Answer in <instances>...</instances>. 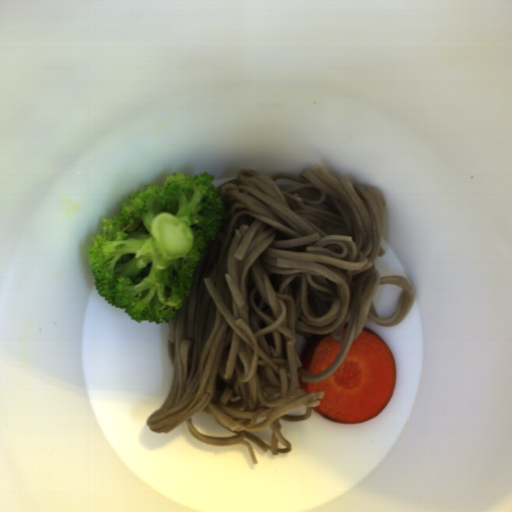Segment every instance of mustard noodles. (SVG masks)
Masks as SVG:
<instances>
[{"instance_id": "obj_1", "label": "mustard noodles", "mask_w": 512, "mask_h": 512, "mask_svg": "<svg viewBox=\"0 0 512 512\" xmlns=\"http://www.w3.org/2000/svg\"><path fill=\"white\" fill-rule=\"evenodd\" d=\"M222 226L193 271L169 319V392L149 415L151 431L184 422L212 446L291 452L281 419L312 417L324 392H306L334 374L367 320L403 322L416 294L403 276L382 277L385 198L374 185L335 177L318 163L299 173L238 169L215 187ZM347 328L346 333H341ZM342 343L325 370L310 373L300 355L314 335Z\"/></svg>"}]
</instances>
